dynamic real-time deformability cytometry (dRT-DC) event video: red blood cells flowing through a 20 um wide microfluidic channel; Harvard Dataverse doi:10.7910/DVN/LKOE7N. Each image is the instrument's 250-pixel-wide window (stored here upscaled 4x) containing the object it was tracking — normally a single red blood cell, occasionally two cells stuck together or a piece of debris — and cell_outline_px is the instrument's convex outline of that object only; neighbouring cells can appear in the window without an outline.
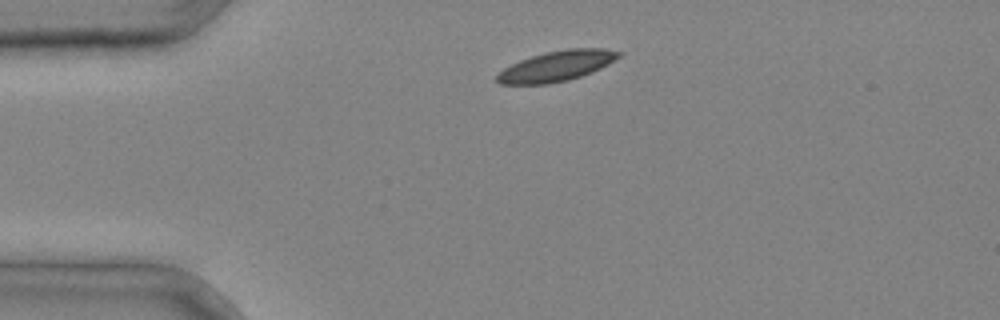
{"species": "common noctule bat (a hibernating species)", "species_latin": "Nyctalus noctula", "temperature_condition": "cold", "stored_images_in_passage": 3, "camera_frame_rate_fps": 3000, "um_per_image_px": 0.085, "animal": {"sex": "male", "body_mass_g": 20.4}, "frame": {"image": 1, "passage_image": 1, "time_ms": 0.0, "image_size_px": [1000, 320], "cell_outline_px": [[624, 52], [620, 56], [608, 64], [592, 72], [568, 80], [548, 84], [500, 84], [496, 80], [496, 76], [504, 68], [520, 60], [544, 52], [568, 48], [604, 48]], "centroid_in_image_um": [47.33, 5.6], "position_along_channel_um": 37.7, "area_um2": 21.5}}
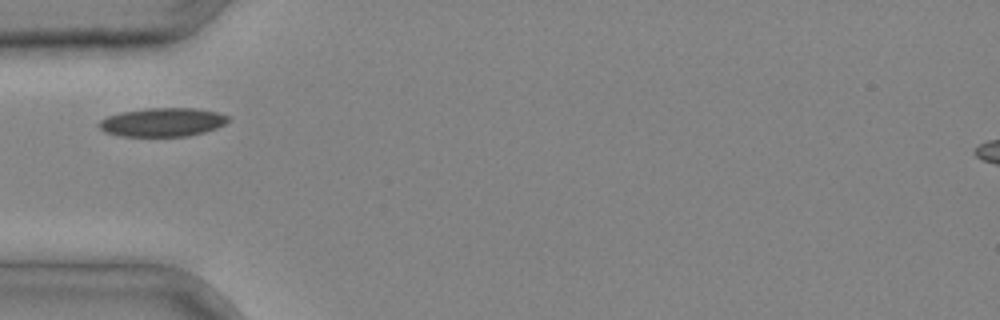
{"frame": {"image": 2, "passage_image": 2, "time_ms": 0.333, "image_size_px": [1000, 320], "cell_outline_px": [[232, 116], [224, 124], [216, 128], [204, 132], [188, 136], [120, 136], [104, 132], [96, 124], [100, 120], [108, 116], [120, 112], [148, 108], [196, 108], [216, 112]], "centroid_in_image_um": [13.8, 10.38], "position_along_channel_um": 71.2, "area_um2": 21.68}}